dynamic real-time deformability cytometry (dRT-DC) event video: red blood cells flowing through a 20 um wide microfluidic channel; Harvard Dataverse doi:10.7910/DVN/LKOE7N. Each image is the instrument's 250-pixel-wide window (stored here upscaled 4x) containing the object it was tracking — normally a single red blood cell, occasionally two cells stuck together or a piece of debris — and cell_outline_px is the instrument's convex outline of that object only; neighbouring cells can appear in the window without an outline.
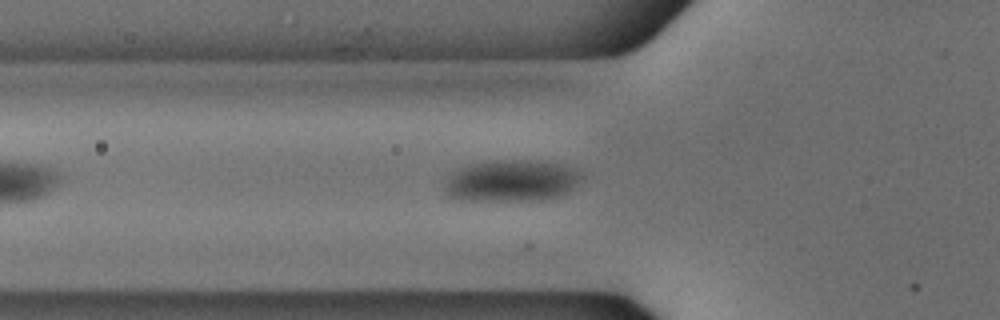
{"species": "common noctule bat (a hibernating species)", "species_latin": "Nyctalus noctula", "temperature_condition": "cold", "stored_images_in_passage": 40, "camera_frame_rate_fps": 3000, "um_per_image_px": 0.085, "animal": {"sex": "male", "body_mass_g": 18.8}, "frame": {"image": 1, "passage_image": 8, "time_ms": 2.333, "image_size_px": [1000, 320], "cell_outline_px": [[584, 176], [580, 184], [568, 192], [560, 196], [544, 200], [460, 200], [448, 196], [444, 188], [448, 180], [456, 172], [472, 164], [492, 160], [524, 160], [564, 164], [580, 168]], "centroid_in_image_um": [43.62, 15.37], "position_along_channel_um": 82.2, "area_um2": 33.41}}
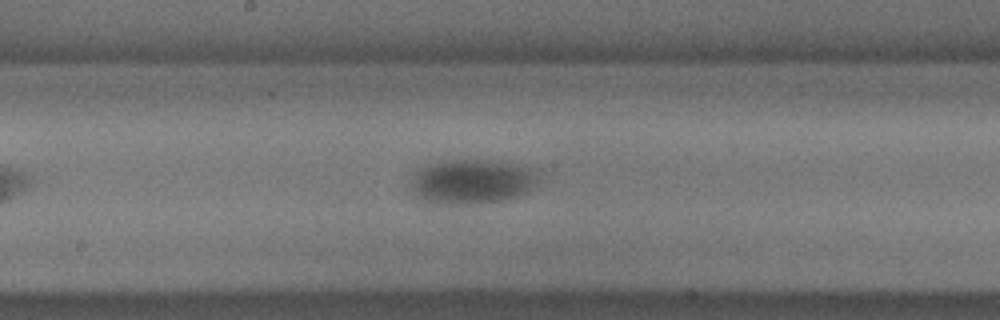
{"frame": {"image": 2, "passage_image": 18, "time_ms": 5.667, "image_size_px": [1000, 320], "cell_outline_px": [[536, 180], [528, 192], [516, 196], [500, 200], [468, 204], [448, 204], [424, 200], [416, 196], [412, 188], [412, 184], [416, 172], [424, 168], [436, 164], [452, 160], [504, 160], [520, 164], [532, 168], [536, 176]], "centroid_in_image_um": [40.17, 15.42], "position_along_channel_um": 208.0, "area_um2": 32.37}}
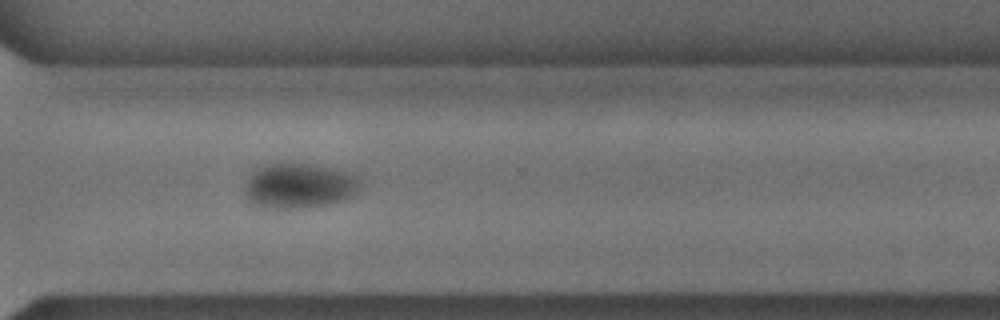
{"frame": {"image": 3, "passage_image": 29, "time_ms": 9.333, "image_size_px": [1000, 320], "cell_outline_px": [[360, 188], [344, 200], [328, 204], [300, 208], [272, 208], [256, 204], [248, 200], [244, 192], [244, 184], [248, 176], [256, 168], [268, 164], [308, 164], [360, 176]], "centroid_in_image_um": [25.38, 15.8], "position_along_channel_um": 345.2, "area_um2": 29.88}}